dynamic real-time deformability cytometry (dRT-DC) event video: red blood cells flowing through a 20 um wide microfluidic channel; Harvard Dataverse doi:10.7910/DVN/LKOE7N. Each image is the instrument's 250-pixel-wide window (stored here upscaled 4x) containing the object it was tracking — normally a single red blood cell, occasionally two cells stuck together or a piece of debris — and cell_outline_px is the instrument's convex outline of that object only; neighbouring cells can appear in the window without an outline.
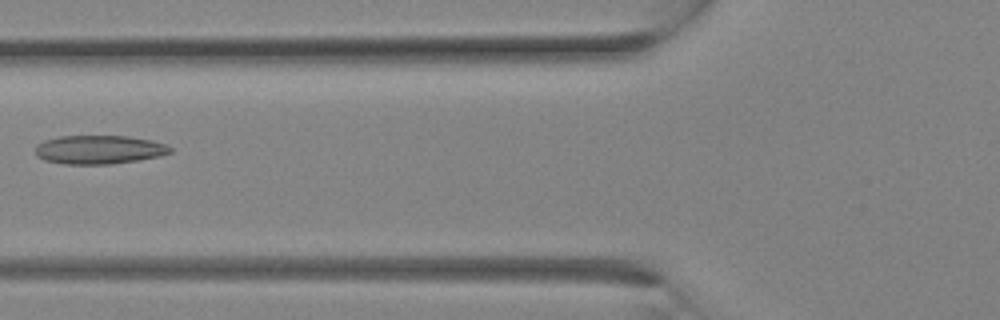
{"species": "Egyptian fruit bat (a non-hibernating species)", "species_latin": "Rousettus aegyptiacus", "temperature_condition": "room temperature", "stored_images_in_passage": 6, "camera_frame_rate_fps": 3000, "um_per_image_px": 0.085, "animal": {"sex": "female"}, "frame": {"image": 1, "passage_image": 5, "time_ms": 1.333, "image_size_px": [1000, 320], "cell_outline_px": [[172, 152], [160, 156], [112, 164], [64, 164], [44, 160], [36, 156], [36, 144], [44, 140], [60, 136], [128, 136], [152, 140], [164, 144], [172, 148]], "centroid_in_image_um": [8.4, 12.72], "position_along_channel_um": 117.4, "area_um2": 22.6}}